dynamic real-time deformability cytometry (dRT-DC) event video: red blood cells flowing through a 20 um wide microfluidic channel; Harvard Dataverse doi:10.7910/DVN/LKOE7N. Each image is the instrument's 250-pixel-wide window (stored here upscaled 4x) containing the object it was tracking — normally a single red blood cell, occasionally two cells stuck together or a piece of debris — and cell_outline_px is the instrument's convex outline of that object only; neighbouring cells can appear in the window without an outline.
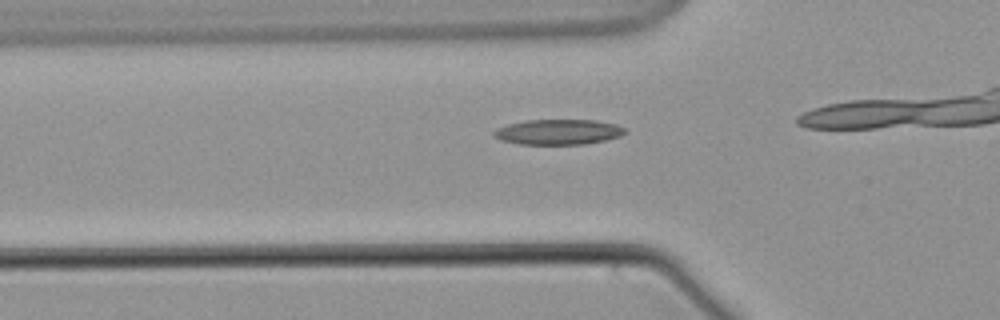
{"species": "common noctule bat (a hibernating species)", "species_latin": "Nyctalus noctula", "temperature_condition": "warm", "stored_images_in_passage": 33, "camera_frame_rate_fps": 3000, "um_per_image_px": 0.085, "animal": {"sex": "male", "body_mass_g": 21.5, "forearm_length_mm": 52.0}, "frame": {"image": 1, "passage_image": 13, "time_ms": 4.0, "image_size_px": [1000, 320], "cell_outline_px": [[628, 132], [620, 136], [608, 140], [584, 144], [520, 144], [500, 140], [492, 136], [492, 132], [496, 128], [508, 124], [524, 120], [596, 120], [616, 124], [624, 128]], "centroid_in_image_um": [47.45, 11.21], "position_along_channel_um": 78.4, "area_um2": 19.54}}
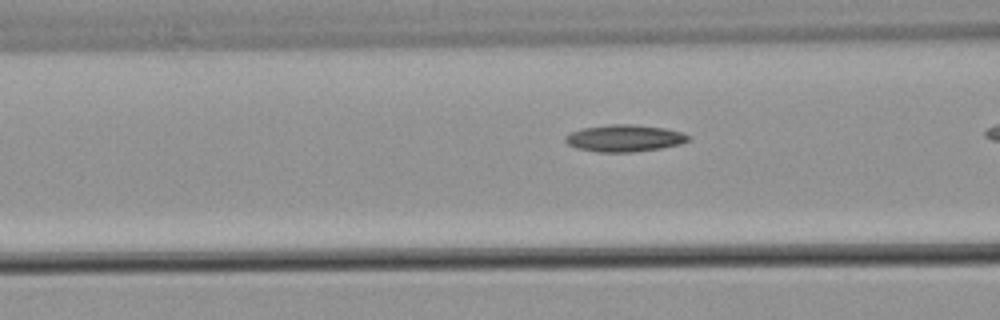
{"frame": {"image": 2, "passage_image": 16, "time_ms": 5.0, "image_size_px": [1000, 320], "cell_outline_px": [[692, 140], [680, 144], [660, 148], [632, 152], [596, 152], [576, 148], [568, 144], [564, 140], [564, 136], [568, 132], [580, 128], [608, 124], [632, 124], [664, 128], [680, 132], [692, 136]], "centroid_in_image_um": [53.04, 11.74], "position_along_channel_um": 113.6, "area_um2": 19.59}}